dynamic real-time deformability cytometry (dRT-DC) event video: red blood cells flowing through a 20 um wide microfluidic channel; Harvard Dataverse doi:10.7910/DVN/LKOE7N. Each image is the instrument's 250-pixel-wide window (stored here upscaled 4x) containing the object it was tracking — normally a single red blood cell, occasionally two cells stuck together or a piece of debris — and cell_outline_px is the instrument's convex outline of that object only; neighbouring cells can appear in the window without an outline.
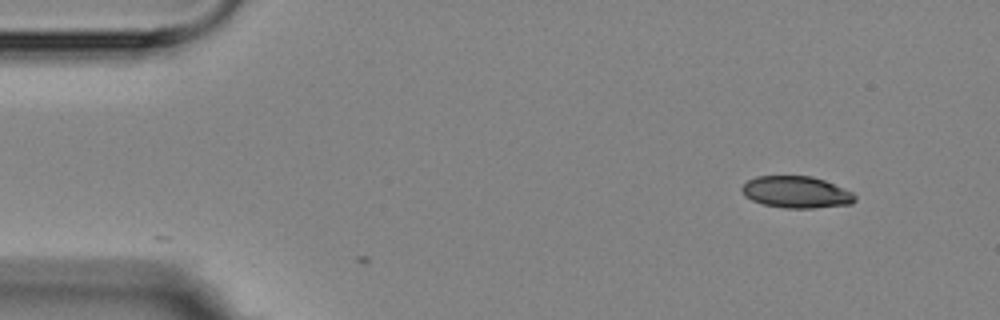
{"species": "Egyptian fruit bat (a non-hibernating species)", "species_latin": "Rousettus aegyptiacus", "temperature_condition": "room temperature", "stored_images_in_passage": 4, "camera_frame_rate_fps": 3000, "um_per_image_px": 0.085, "animal": {"sex": "female"}, "frame": {"image": 1, "passage_image": 2, "time_ms": 1.333, "image_size_px": [1000, 320], "cell_outline_px": [[856, 200], [852, 204], [812, 208], [784, 208], [764, 204], [752, 200], [744, 196], [740, 188], [748, 180], [756, 176], [812, 176], [824, 180], [844, 188], [852, 192], [856, 196]], "centroid_in_image_um": [67.69, 16.33], "position_along_channel_um": 17.3, "area_um2": 20.98}}